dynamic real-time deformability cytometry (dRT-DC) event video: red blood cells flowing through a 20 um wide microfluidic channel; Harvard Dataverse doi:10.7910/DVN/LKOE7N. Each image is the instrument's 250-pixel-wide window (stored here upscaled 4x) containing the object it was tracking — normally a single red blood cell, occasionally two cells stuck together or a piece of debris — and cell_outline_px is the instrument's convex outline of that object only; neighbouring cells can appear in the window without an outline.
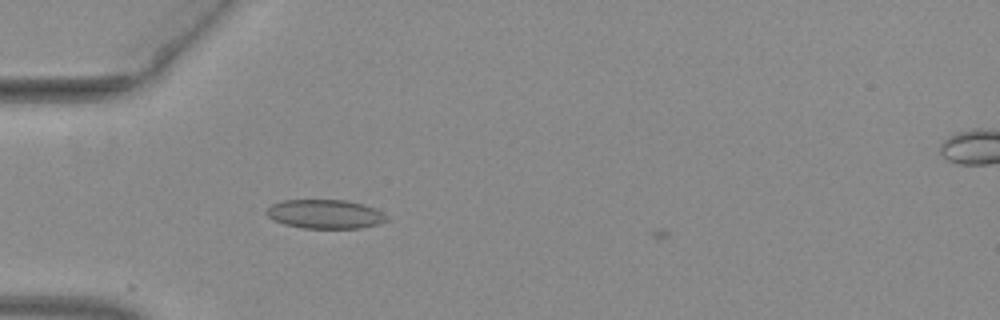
{"species": "common noctule bat (a hibernating species)", "species_latin": "Nyctalus noctula", "temperature_condition": "warm", "stored_images_in_passage": 6, "camera_frame_rate_fps": 3000, "um_per_image_px": 0.085, "animal": {"sex": "female", "body_mass_g": 29.2, "forearm_length_mm": 56.3}, "frame": {"image": 1, "passage_image": 4, "time_ms": 1.0, "image_size_px": [1000, 320], "cell_outline_px": [[388, 220], [380, 224], [360, 228], [304, 228], [284, 224], [268, 216], [264, 212], [272, 204], [284, 200], [344, 200], [364, 204], [388, 216]], "centroid_in_image_um": [27.64, 18.2], "position_along_channel_um": 57.4, "area_um2": 20.17}}